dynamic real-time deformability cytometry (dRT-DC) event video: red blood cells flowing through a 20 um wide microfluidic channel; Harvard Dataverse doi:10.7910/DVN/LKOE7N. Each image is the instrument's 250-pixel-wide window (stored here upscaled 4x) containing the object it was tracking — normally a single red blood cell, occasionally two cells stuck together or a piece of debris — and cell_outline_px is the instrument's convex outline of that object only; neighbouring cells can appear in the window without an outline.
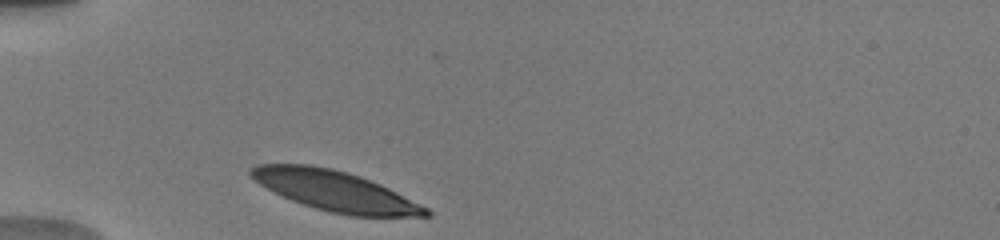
{"species": "human", "species_latin": "Homo sapiens", "temperature_condition": "warm", "stored_images_in_passage": 31, "camera_frame_rate_fps": 3000, "um_per_image_px": 0.085, "donor": {"sex": "male"}, "frame": {"image": 1, "passage_image": 1, "time_ms": 0.0, "image_size_px": [1000, 240], "cell_outline_px": [[432, 216], [348, 216], [316, 208], [292, 200], [260, 184], [248, 172], [256, 164], [308, 164], [332, 168], [348, 172], [360, 176], [380, 184], [428, 208], [432, 212]], "centroid_in_image_um": [28.52, 16.22], "position_along_channel_um": 56.5, "area_um2": 40.4}}
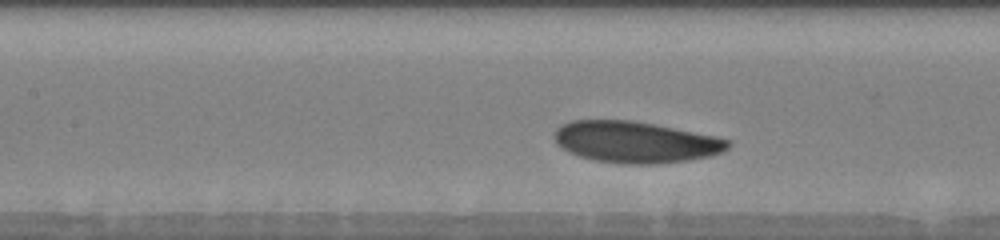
{"frame": {"image": 2, "passage_image": 10, "time_ms": 3.0, "image_size_px": [1000, 240], "cell_outline_px": [[732, 144], [724, 152], [712, 156], [688, 160], [656, 164], [624, 164], [592, 160], [568, 152], [556, 144], [552, 136], [556, 128], [560, 124], [572, 120], [632, 120], [716, 136], [728, 140]], "centroid_in_image_um": [53.99, 12.08], "position_along_channel_um": 153.4, "area_um2": 42.25}}
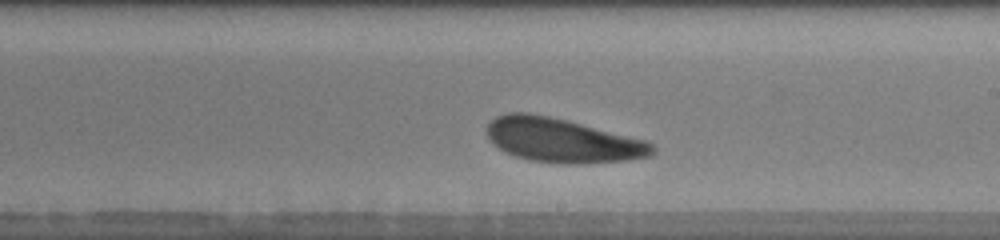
{"frame": {"image": 3, "passage_image": 17, "time_ms": 5.333, "image_size_px": [1000, 240], "cell_outline_px": [[656, 152], [652, 156], [628, 160], [576, 164], [560, 164], [528, 160], [516, 156], [492, 144], [488, 136], [488, 124], [496, 116], [508, 112], [528, 112], [568, 120], [648, 140], [656, 148]], "centroid_in_image_um": [47.85, 11.93], "position_along_channel_um": 241.1, "area_um2": 42.89}, "authors_computed_cell_mechanics": {"area_um2": 42.2518, "velocity_mm_per_s": 3.7716, "shape_relaxation_time_tau1_ms": 1.9453, "shape_relaxation_time_tau2_ms": 8.6303, "deformation_change_tau1": 0.099, "deformation_change_tau2": 0.2173}}